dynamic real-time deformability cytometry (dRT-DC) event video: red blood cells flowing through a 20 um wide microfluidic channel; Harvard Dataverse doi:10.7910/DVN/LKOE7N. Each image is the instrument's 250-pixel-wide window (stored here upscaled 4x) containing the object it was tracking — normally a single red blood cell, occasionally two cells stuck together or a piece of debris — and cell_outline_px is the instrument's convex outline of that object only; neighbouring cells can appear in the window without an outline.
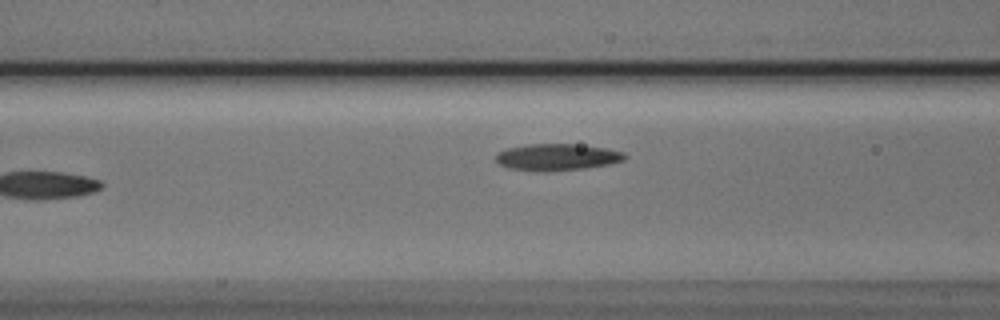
{"species": "Egyptian fruit bat (a non-hibernating species)", "species_latin": "Rousettus aegyptiacus", "temperature_condition": "cold", "stored_images_in_passage": 7, "camera_frame_rate_fps": 3000, "um_per_image_px": 0.085, "animal": {"sex": "male"}, "frame": {"image": 1, "passage_image": 7, "time_ms": 2.0, "image_size_px": [1000, 320], "cell_outline_px": [[628, 156], [624, 160], [608, 164], [584, 168], [548, 172], [544, 172], [508, 168], [500, 164], [496, 160], [496, 152], [508, 148], [528, 144], [572, 144], [604, 148], [624, 152]], "centroid_in_image_um": [47.33, 13.36], "position_along_channel_um": 119.3, "area_um2": 20.0}}